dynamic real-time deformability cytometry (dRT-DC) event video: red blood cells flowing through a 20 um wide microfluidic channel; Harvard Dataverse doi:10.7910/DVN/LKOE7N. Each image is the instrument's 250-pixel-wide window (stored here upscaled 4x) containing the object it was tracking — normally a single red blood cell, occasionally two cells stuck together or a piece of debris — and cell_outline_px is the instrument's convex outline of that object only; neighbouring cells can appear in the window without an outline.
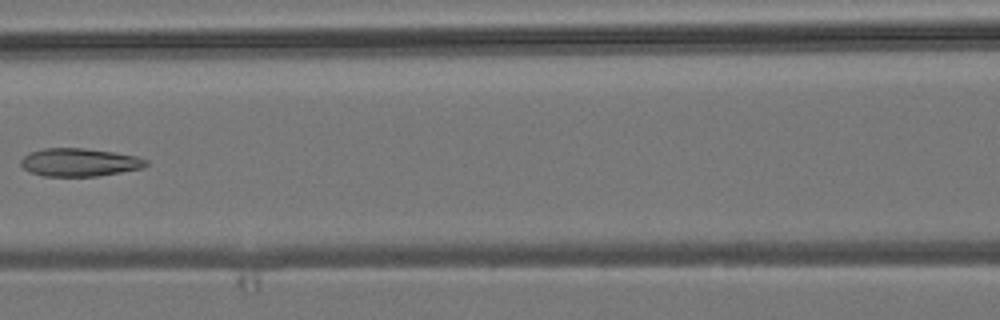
{"species": "common noctule bat (a hibernating species)", "species_latin": "Nyctalus noctula", "temperature_condition": "room temperature", "stored_images_in_passage": 5, "camera_frame_rate_fps": 3000, "um_per_image_px": 0.085, "animal": {"sex": "male", "body_mass_g": 19.2, "forearm_length_mm": 51.8}, "frame": {"image": 1, "passage_image": 5, "time_ms": 4.667, "image_size_px": [1000, 320], "cell_outline_px": [[148, 164], [144, 168], [96, 176], [44, 176], [28, 172], [20, 164], [20, 160], [24, 156], [32, 152], [44, 148], [84, 148], [112, 152], [136, 156], [148, 160]], "centroid_in_image_um": [6.75, 13.8], "position_along_channel_um": 159.9, "area_um2": 20.4}}